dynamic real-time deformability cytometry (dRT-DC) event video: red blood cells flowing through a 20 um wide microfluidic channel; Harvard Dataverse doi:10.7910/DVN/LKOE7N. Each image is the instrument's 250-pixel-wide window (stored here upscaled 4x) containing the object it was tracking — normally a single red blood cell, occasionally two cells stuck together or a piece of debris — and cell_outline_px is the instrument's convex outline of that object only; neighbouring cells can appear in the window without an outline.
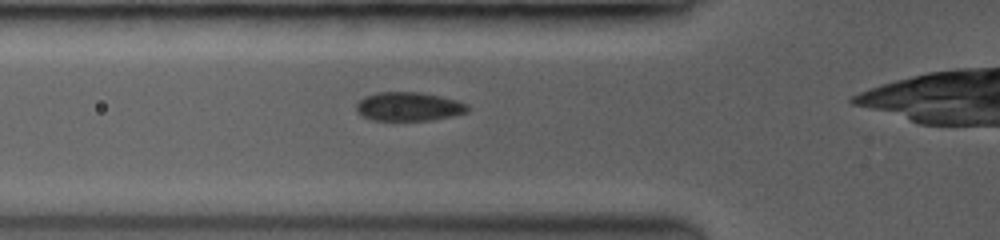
{"species": "common noctule bat (a hibernating species)", "species_latin": "Nyctalus noctula", "temperature_condition": "room temperature", "stored_images_in_passage": 24, "camera_frame_rate_fps": 3500, "um_per_image_px": 0.085, "animal": {"sex": "female", "body_mass_g": 19.0, "forearm_length_mm": 53.3}, "frame": {"image": 1, "passage_image": 11, "time_ms": 2.571, "image_size_px": [1000, 240], "cell_outline_px": [[468, 108], [464, 112], [432, 120], [372, 120], [356, 112], [356, 104], [360, 100], [368, 96], [380, 92], [416, 92], [436, 96], [468, 104]], "centroid_in_image_um": [34.67, 9.07], "position_along_channel_um": 91.1, "area_um2": 18.03}}
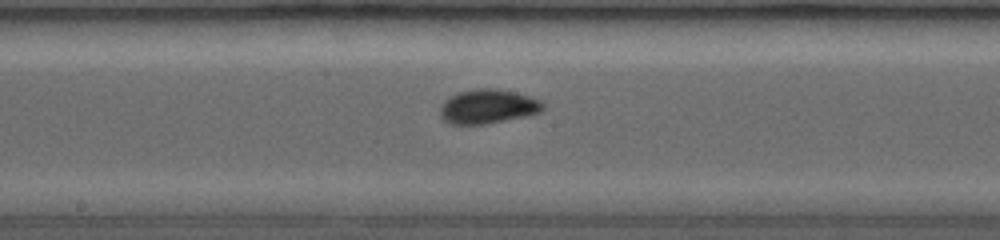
{"frame": {"image": 2, "passage_image": 20, "time_ms": 5.429, "image_size_px": [1000, 240], "cell_outline_px": [[544, 108], [540, 112], [484, 124], [452, 124], [444, 120], [440, 112], [440, 108], [452, 96], [460, 92], [480, 88], [496, 88], [512, 92], [536, 100], [544, 104]], "centroid_in_image_um": [41.44, 9.06], "position_along_channel_um": 206.8, "area_um2": 19.59}}
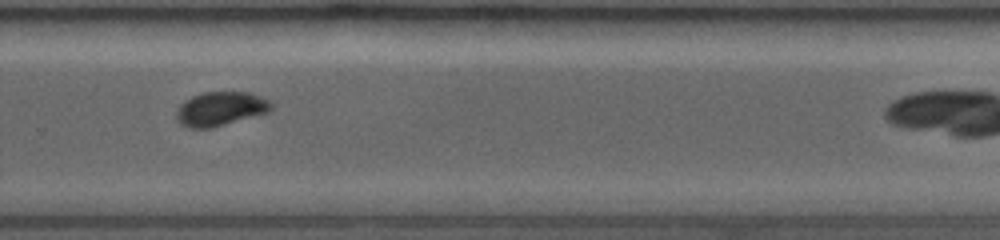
{"frame": {"image": 3, "passage_image": 24, "time_ms": 8.0, "image_size_px": [1000, 240], "cell_outline_px": [[272, 108], [268, 112], [212, 128], [188, 128], [180, 124], [176, 120], [176, 112], [180, 104], [192, 96], [204, 92], [248, 92], [268, 100], [272, 104]], "centroid_in_image_um": [18.7, 9.26], "position_along_channel_um": 311.1, "area_um2": 18.73}}